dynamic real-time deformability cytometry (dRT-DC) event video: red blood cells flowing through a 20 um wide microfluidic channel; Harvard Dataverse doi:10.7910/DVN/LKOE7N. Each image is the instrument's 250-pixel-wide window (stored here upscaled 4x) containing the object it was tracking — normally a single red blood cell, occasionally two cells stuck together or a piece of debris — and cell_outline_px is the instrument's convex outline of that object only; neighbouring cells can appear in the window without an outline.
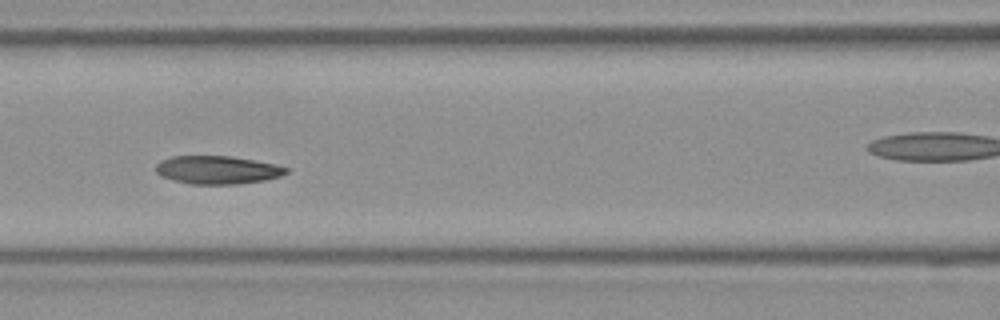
{"species": "Egyptian fruit bat (a non-hibernating species)", "species_latin": "Rousettus aegyptiacus", "temperature_condition": "room temperature", "stored_images_in_passage": 37, "camera_frame_rate_fps": 3000, "um_per_image_px": 0.085, "frame": {"image": 1, "passage_image": 11, "time_ms": 3.333, "image_size_px": [1000, 320], "cell_outline_px": [[288, 172], [280, 176], [264, 180], [236, 184], [188, 184], [160, 176], [156, 172], [156, 164], [160, 160], [172, 156], [228, 156], [276, 164], [288, 168]], "centroid_in_image_um": [18.44, 14.44], "position_along_channel_um": 148.2, "area_um2": 21.33}}
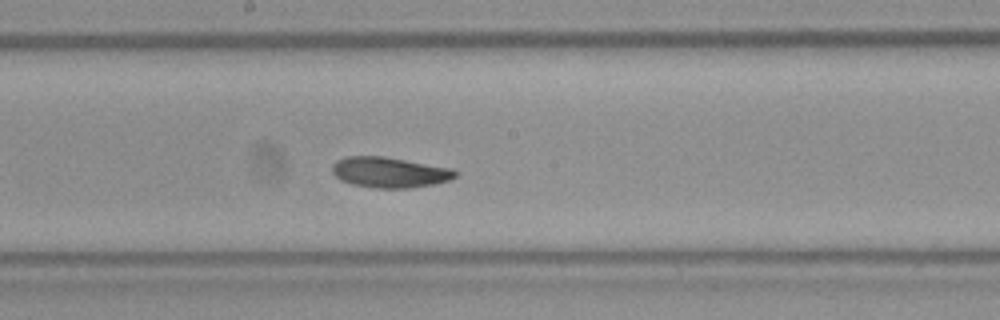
{"frame": {"image": 2, "passage_image": 16, "time_ms": 5.0, "image_size_px": [1000, 320], "cell_outline_px": [[460, 172], [456, 176], [448, 180], [432, 184], [408, 188], [376, 188], [352, 184], [340, 180], [332, 172], [332, 164], [336, 160], [344, 156], [384, 156], [452, 168]], "centroid_in_image_um": [33.09, 14.64], "position_along_channel_um": 215.1, "area_um2": 21.96}}
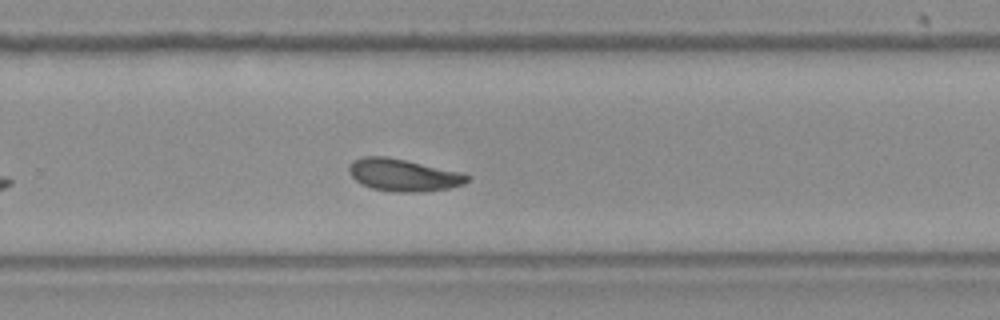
{"frame": {"image": 3, "passage_image": 22, "time_ms": 7.0, "image_size_px": [1000, 320], "cell_outline_px": [[472, 176], [464, 184], [452, 188], [416, 192], [396, 192], [372, 188], [356, 180], [348, 172], [348, 168], [352, 160], [364, 156], [388, 156], [464, 172]], "centroid_in_image_um": [34.33, 14.86], "position_along_channel_um": 295.5, "area_um2": 22.48}, "authors_computed_cell_mechanics": {"area_um2": 21.4438, "velocity_mm_per_s": 4.0223, "shape_relaxation_time_tau1_ms": 3.1961, "shape_relaxation_time_tau2_ms": 9.0635, "deformation_change_tau1": 0.1367, "deformation_change_tau2": 0.1905}}